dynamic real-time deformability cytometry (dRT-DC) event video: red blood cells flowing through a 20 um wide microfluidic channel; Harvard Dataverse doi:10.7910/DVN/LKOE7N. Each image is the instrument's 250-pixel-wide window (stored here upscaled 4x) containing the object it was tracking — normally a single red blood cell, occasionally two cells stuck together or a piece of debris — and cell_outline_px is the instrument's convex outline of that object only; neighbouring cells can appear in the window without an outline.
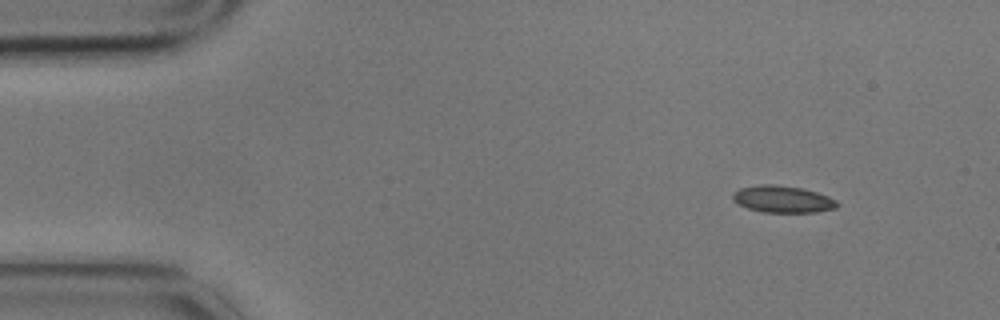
{"species": "common noctule bat (a hibernating species)", "species_latin": "Nyctalus noctula", "temperature_condition": "cold", "stored_images_in_passage": 5, "camera_frame_rate_fps": 3000, "um_per_image_px": 0.085, "animal": {"sex": "male", "body_mass_g": 17.9}, "frame": {"image": 1, "passage_image": 1, "time_ms": 0.0, "image_size_px": [1000, 320], "cell_outline_px": [[840, 204], [836, 208], [816, 212], [764, 212], [748, 208], [732, 200], [732, 196], [740, 188], [760, 184], [776, 184], [804, 188], [828, 196], [836, 200]], "centroid_in_image_um": [66.56, 16.92], "position_along_channel_um": 18.4, "area_um2": 16.36}}
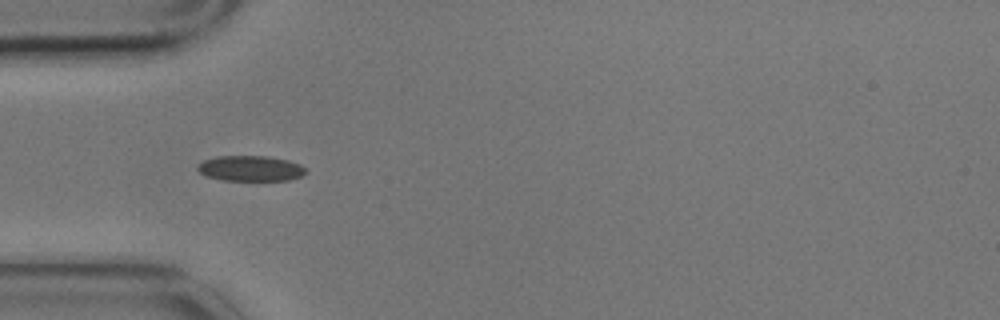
{"frame": {"image": 2, "passage_image": 4, "time_ms": 1.0, "image_size_px": [1000, 320], "cell_outline_px": [[308, 172], [300, 176], [288, 180], [224, 180], [208, 176], [200, 172], [196, 168], [204, 160], [216, 156], [268, 156], [288, 160], [300, 164]], "centroid_in_image_um": [21.32, 14.3], "position_along_channel_um": 63.7, "area_um2": 15.9}}